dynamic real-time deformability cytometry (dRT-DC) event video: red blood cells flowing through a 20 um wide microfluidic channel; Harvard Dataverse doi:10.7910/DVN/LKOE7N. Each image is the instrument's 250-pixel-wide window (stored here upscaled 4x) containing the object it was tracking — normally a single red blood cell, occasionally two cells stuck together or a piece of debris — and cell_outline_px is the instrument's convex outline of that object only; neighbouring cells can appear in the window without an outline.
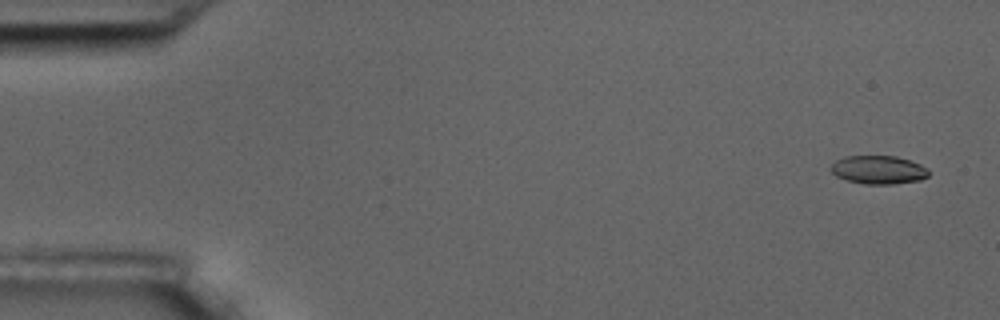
{"species": "common noctule bat (a hibernating species)", "species_latin": "Nyctalus noctula", "temperature_condition": "room temperature", "stored_images_in_passage": 8, "camera_frame_rate_fps": 3000, "um_per_image_px": 0.085, "animal": {"sex": "male", "body_mass_g": 17.5, "forearm_length_mm": 52.3}, "frame": {"image": 1, "passage_image": 1, "time_ms": 0.0, "image_size_px": [1000, 320], "cell_outline_px": [[928, 176], [920, 180], [896, 184], [864, 184], [848, 180], [836, 176], [828, 168], [836, 160], [844, 156], [896, 156], [920, 164], [928, 168]], "centroid_in_image_um": [74.66, 14.43], "position_along_channel_um": 10.3, "area_um2": 16.24}}
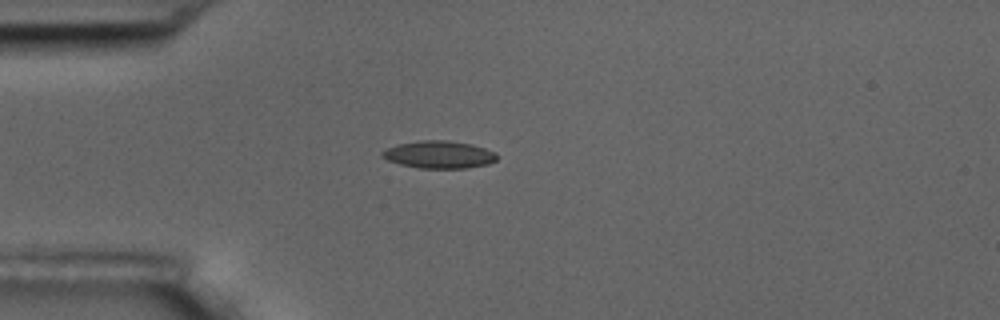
{"frame": {"image": 2, "passage_image": 6, "time_ms": 4.333, "image_size_px": [1000, 320], "cell_outline_px": [[496, 160], [488, 164], [468, 168], [420, 168], [400, 164], [388, 160], [380, 156], [380, 152], [396, 144], [420, 140], [448, 140], [472, 144], [496, 152]], "centroid_in_image_um": [37.3, 13.13], "position_along_channel_um": 47.7, "area_um2": 18.44}}